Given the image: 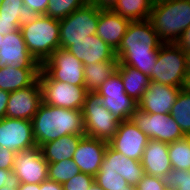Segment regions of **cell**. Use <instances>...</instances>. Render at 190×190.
Instances as JSON below:
<instances>
[{
	"instance_id": "cell-1",
	"label": "cell",
	"mask_w": 190,
	"mask_h": 190,
	"mask_svg": "<svg viewBox=\"0 0 190 190\" xmlns=\"http://www.w3.org/2000/svg\"><path fill=\"white\" fill-rule=\"evenodd\" d=\"M163 44L149 19L131 21L115 52L118 65L138 69L150 78L158 57L159 47Z\"/></svg>"
},
{
	"instance_id": "cell-2",
	"label": "cell",
	"mask_w": 190,
	"mask_h": 190,
	"mask_svg": "<svg viewBox=\"0 0 190 190\" xmlns=\"http://www.w3.org/2000/svg\"><path fill=\"white\" fill-rule=\"evenodd\" d=\"M32 126L39 147L64 135H85L82 110L54 107L43 102L33 116Z\"/></svg>"
},
{
	"instance_id": "cell-3",
	"label": "cell",
	"mask_w": 190,
	"mask_h": 190,
	"mask_svg": "<svg viewBox=\"0 0 190 190\" xmlns=\"http://www.w3.org/2000/svg\"><path fill=\"white\" fill-rule=\"evenodd\" d=\"M149 20L163 43H175L190 26V0H155Z\"/></svg>"
},
{
	"instance_id": "cell-4",
	"label": "cell",
	"mask_w": 190,
	"mask_h": 190,
	"mask_svg": "<svg viewBox=\"0 0 190 190\" xmlns=\"http://www.w3.org/2000/svg\"><path fill=\"white\" fill-rule=\"evenodd\" d=\"M30 54L42 65L60 48L59 19L39 15L32 23L20 27Z\"/></svg>"
},
{
	"instance_id": "cell-5",
	"label": "cell",
	"mask_w": 190,
	"mask_h": 190,
	"mask_svg": "<svg viewBox=\"0 0 190 190\" xmlns=\"http://www.w3.org/2000/svg\"><path fill=\"white\" fill-rule=\"evenodd\" d=\"M187 72L184 51L175 43H163L158 50L156 65L151 73V81L184 88Z\"/></svg>"
},
{
	"instance_id": "cell-6",
	"label": "cell",
	"mask_w": 190,
	"mask_h": 190,
	"mask_svg": "<svg viewBox=\"0 0 190 190\" xmlns=\"http://www.w3.org/2000/svg\"><path fill=\"white\" fill-rule=\"evenodd\" d=\"M85 135L109 142L117 132L120 121L101 103L96 92H88L82 108Z\"/></svg>"
},
{
	"instance_id": "cell-7",
	"label": "cell",
	"mask_w": 190,
	"mask_h": 190,
	"mask_svg": "<svg viewBox=\"0 0 190 190\" xmlns=\"http://www.w3.org/2000/svg\"><path fill=\"white\" fill-rule=\"evenodd\" d=\"M42 91V102L54 107L82 110L88 91L76 86L53 80L42 68L38 75Z\"/></svg>"
},
{
	"instance_id": "cell-8",
	"label": "cell",
	"mask_w": 190,
	"mask_h": 190,
	"mask_svg": "<svg viewBox=\"0 0 190 190\" xmlns=\"http://www.w3.org/2000/svg\"><path fill=\"white\" fill-rule=\"evenodd\" d=\"M98 20L99 9L90 2L60 19V48L67 49L71 41L96 34Z\"/></svg>"
},
{
	"instance_id": "cell-9",
	"label": "cell",
	"mask_w": 190,
	"mask_h": 190,
	"mask_svg": "<svg viewBox=\"0 0 190 190\" xmlns=\"http://www.w3.org/2000/svg\"><path fill=\"white\" fill-rule=\"evenodd\" d=\"M102 105L120 122L131 119L138 109V102L129 97L124 90L122 78L118 71L112 74L96 91Z\"/></svg>"
},
{
	"instance_id": "cell-10",
	"label": "cell",
	"mask_w": 190,
	"mask_h": 190,
	"mask_svg": "<svg viewBox=\"0 0 190 190\" xmlns=\"http://www.w3.org/2000/svg\"><path fill=\"white\" fill-rule=\"evenodd\" d=\"M131 121L149 139L171 143L185 136L170 114H150L137 109Z\"/></svg>"
},
{
	"instance_id": "cell-11",
	"label": "cell",
	"mask_w": 190,
	"mask_h": 190,
	"mask_svg": "<svg viewBox=\"0 0 190 190\" xmlns=\"http://www.w3.org/2000/svg\"><path fill=\"white\" fill-rule=\"evenodd\" d=\"M41 68L55 81L84 86V65L66 49H56Z\"/></svg>"
},
{
	"instance_id": "cell-12",
	"label": "cell",
	"mask_w": 190,
	"mask_h": 190,
	"mask_svg": "<svg viewBox=\"0 0 190 190\" xmlns=\"http://www.w3.org/2000/svg\"><path fill=\"white\" fill-rule=\"evenodd\" d=\"M12 171L20 183L41 184L48 179V162L40 147L35 146L15 154Z\"/></svg>"
},
{
	"instance_id": "cell-13",
	"label": "cell",
	"mask_w": 190,
	"mask_h": 190,
	"mask_svg": "<svg viewBox=\"0 0 190 190\" xmlns=\"http://www.w3.org/2000/svg\"><path fill=\"white\" fill-rule=\"evenodd\" d=\"M0 145L16 153L37 146L32 120L0 119Z\"/></svg>"
},
{
	"instance_id": "cell-14",
	"label": "cell",
	"mask_w": 190,
	"mask_h": 190,
	"mask_svg": "<svg viewBox=\"0 0 190 190\" xmlns=\"http://www.w3.org/2000/svg\"><path fill=\"white\" fill-rule=\"evenodd\" d=\"M148 141L149 137L129 119L120 122L116 134L108 145L127 158L141 161Z\"/></svg>"
},
{
	"instance_id": "cell-15",
	"label": "cell",
	"mask_w": 190,
	"mask_h": 190,
	"mask_svg": "<svg viewBox=\"0 0 190 190\" xmlns=\"http://www.w3.org/2000/svg\"><path fill=\"white\" fill-rule=\"evenodd\" d=\"M42 103V91L37 79L32 85L10 92L6 117L12 119L32 120Z\"/></svg>"
},
{
	"instance_id": "cell-16",
	"label": "cell",
	"mask_w": 190,
	"mask_h": 190,
	"mask_svg": "<svg viewBox=\"0 0 190 190\" xmlns=\"http://www.w3.org/2000/svg\"><path fill=\"white\" fill-rule=\"evenodd\" d=\"M5 66L41 68L26 47L20 28L4 36L0 48V69Z\"/></svg>"
},
{
	"instance_id": "cell-17",
	"label": "cell",
	"mask_w": 190,
	"mask_h": 190,
	"mask_svg": "<svg viewBox=\"0 0 190 190\" xmlns=\"http://www.w3.org/2000/svg\"><path fill=\"white\" fill-rule=\"evenodd\" d=\"M181 88L150 81L138 109L150 114H170Z\"/></svg>"
},
{
	"instance_id": "cell-18",
	"label": "cell",
	"mask_w": 190,
	"mask_h": 190,
	"mask_svg": "<svg viewBox=\"0 0 190 190\" xmlns=\"http://www.w3.org/2000/svg\"><path fill=\"white\" fill-rule=\"evenodd\" d=\"M107 145L108 142L105 140L85 135L80 140L72 160L77 164L81 172L95 177L100 170Z\"/></svg>"
},
{
	"instance_id": "cell-19",
	"label": "cell",
	"mask_w": 190,
	"mask_h": 190,
	"mask_svg": "<svg viewBox=\"0 0 190 190\" xmlns=\"http://www.w3.org/2000/svg\"><path fill=\"white\" fill-rule=\"evenodd\" d=\"M72 53L83 65L101 61H114L117 57L115 51L96 34L77 41H71L66 49Z\"/></svg>"
},
{
	"instance_id": "cell-20",
	"label": "cell",
	"mask_w": 190,
	"mask_h": 190,
	"mask_svg": "<svg viewBox=\"0 0 190 190\" xmlns=\"http://www.w3.org/2000/svg\"><path fill=\"white\" fill-rule=\"evenodd\" d=\"M112 170L123 177L127 183L135 188L145 175L141 161L127 158L125 155L114 150L109 145L104 153L99 171Z\"/></svg>"
},
{
	"instance_id": "cell-21",
	"label": "cell",
	"mask_w": 190,
	"mask_h": 190,
	"mask_svg": "<svg viewBox=\"0 0 190 190\" xmlns=\"http://www.w3.org/2000/svg\"><path fill=\"white\" fill-rule=\"evenodd\" d=\"M130 20L112 10H100L96 35L106 42L115 52L118 50Z\"/></svg>"
},
{
	"instance_id": "cell-22",
	"label": "cell",
	"mask_w": 190,
	"mask_h": 190,
	"mask_svg": "<svg viewBox=\"0 0 190 190\" xmlns=\"http://www.w3.org/2000/svg\"><path fill=\"white\" fill-rule=\"evenodd\" d=\"M168 147L169 143L149 139L141 159L145 174L162 178L172 169Z\"/></svg>"
},
{
	"instance_id": "cell-23",
	"label": "cell",
	"mask_w": 190,
	"mask_h": 190,
	"mask_svg": "<svg viewBox=\"0 0 190 190\" xmlns=\"http://www.w3.org/2000/svg\"><path fill=\"white\" fill-rule=\"evenodd\" d=\"M41 68H24L5 66L0 69V89L14 92L32 85Z\"/></svg>"
},
{
	"instance_id": "cell-24",
	"label": "cell",
	"mask_w": 190,
	"mask_h": 190,
	"mask_svg": "<svg viewBox=\"0 0 190 190\" xmlns=\"http://www.w3.org/2000/svg\"><path fill=\"white\" fill-rule=\"evenodd\" d=\"M85 135L68 134L54 141L44 143L40 146L43 158L48 163H55L72 159L80 140Z\"/></svg>"
},
{
	"instance_id": "cell-25",
	"label": "cell",
	"mask_w": 190,
	"mask_h": 190,
	"mask_svg": "<svg viewBox=\"0 0 190 190\" xmlns=\"http://www.w3.org/2000/svg\"><path fill=\"white\" fill-rule=\"evenodd\" d=\"M119 61H101L84 65V87L88 92H96L97 89L117 71Z\"/></svg>"
},
{
	"instance_id": "cell-26",
	"label": "cell",
	"mask_w": 190,
	"mask_h": 190,
	"mask_svg": "<svg viewBox=\"0 0 190 190\" xmlns=\"http://www.w3.org/2000/svg\"><path fill=\"white\" fill-rule=\"evenodd\" d=\"M117 71L122 78L127 95L139 102L149 86L150 78L138 69L126 65H118Z\"/></svg>"
},
{
	"instance_id": "cell-27",
	"label": "cell",
	"mask_w": 190,
	"mask_h": 190,
	"mask_svg": "<svg viewBox=\"0 0 190 190\" xmlns=\"http://www.w3.org/2000/svg\"><path fill=\"white\" fill-rule=\"evenodd\" d=\"M155 0H118L111 9L130 21L149 19Z\"/></svg>"
},
{
	"instance_id": "cell-28",
	"label": "cell",
	"mask_w": 190,
	"mask_h": 190,
	"mask_svg": "<svg viewBox=\"0 0 190 190\" xmlns=\"http://www.w3.org/2000/svg\"><path fill=\"white\" fill-rule=\"evenodd\" d=\"M39 14L23 4V0H3L0 8V17L13 19L19 27L32 23Z\"/></svg>"
},
{
	"instance_id": "cell-29",
	"label": "cell",
	"mask_w": 190,
	"mask_h": 190,
	"mask_svg": "<svg viewBox=\"0 0 190 190\" xmlns=\"http://www.w3.org/2000/svg\"><path fill=\"white\" fill-rule=\"evenodd\" d=\"M170 115L179 125L185 136H190V92L181 88L174 105L170 111Z\"/></svg>"
},
{
	"instance_id": "cell-30",
	"label": "cell",
	"mask_w": 190,
	"mask_h": 190,
	"mask_svg": "<svg viewBox=\"0 0 190 190\" xmlns=\"http://www.w3.org/2000/svg\"><path fill=\"white\" fill-rule=\"evenodd\" d=\"M168 152L172 169L190 170V136L169 143Z\"/></svg>"
},
{
	"instance_id": "cell-31",
	"label": "cell",
	"mask_w": 190,
	"mask_h": 190,
	"mask_svg": "<svg viewBox=\"0 0 190 190\" xmlns=\"http://www.w3.org/2000/svg\"><path fill=\"white\" fill-rule=\"evenodd\" d=\"M80 172L79 167L72 159L48 163V179L60 184L72 179Z\"/></svg>"
},
{
	"instance_id": "cell-32",
	"label": "cell",
	"mask_w": 190,
	"mask_h": 190,
	"mask_svg": "<svg viewBox=\"0 0 190 190\" xmlns=\"http://www.w3.org/2000/svg\"><path fill=\"white\" fill-rule=\"evenodd\" d=\"M88 2L89 0H49L45 15L60 20Z\"/></svg>"
},
{
	"instance_id": "cell-33",
	"label": "cell",
	"mask_w": 190,
	"mask_h": 190,
	"mask_svg": "<svg viewBox=\"0 0 190 190\" xmlns=\"http://www.w3.org/2000/svg\"><path fill=\"white\" fill-rule=\"evenodd\" d=\"M95 183H97L104 190L133 189V187H131L123 177L112 170L98 171L95 176Z\"/></svg>"
},
{
	"instance_id": "cell-34",
	"label": "cell",
	"mask_w": 190,
	"mask_h": 190,
	"mask_svg": "<svg viewBox=\"0 0 190 190\" xmlns=\"http://www.w3.org/2000/svg\"><path fill=\"white\" fill-rule=\"evenodd\" d=\"M166 187L177 190H190V170L171 169L163 177Z\"/></svg>"
},
{
	"instance_id": "cell-35",
	"label": "cell",
	"mask_w": 190,
	"mask_h": 190,
	"mask_svg": "<svg viewBox=\"0 0 190 190\" xmlns=\"http://www.w3.org/2000/svg\"><path fill=\"white\" fill-rule=\"evenodd\" d=\"M95 182V177L80 172L62 184L63 190H88Z\"/></svg>"
},
{
	"instance_id": "cell-36",
	"label": "cell",
	"mask_w": 190,
	"mask_h": 190,
	"mask_svg": "<svg viewBox=\"0 0 190 190\" xmlns=\"http://www.w3.org/2000/svg\"><path fill=\"white\" fill-rule=\"evenodd\" d=\"M136 190H165L162 178L145 174L135 187Z\"/></svg>"
},
{
	"instance_id": "cell-37",
	"label": "cell",
	"mask_w": 190,
	"mask_h": 190,
	"mask_svg": "<svg viewBox=\"0 0 190 190\" xmlns=\"http://www.w3.org/2000/svg\"><path fill=\"white\" fill-rule=\"evenodd\" d=\"M4 185L9 189L18 188L20 181L12 170H5L0 168V188Z\"/></svg>"
},
{
	"instance_id": "cell-38",
	"label": "cell",
	"mask_w": 190,
	"mask_h": 190,
	"mask_svg": "<svg viewBox=\"0 0 190 190\" xmlns=\"http://www.w3.org/2000/svg\"><path fill=\"white\" fill-rule=\"evenodd\" d=\"M16 152L3 148L0 145V168L5 170H12L15 161Z\"/></svg>"
},
{
	"instance_id": "cell-39",
	"label": "cell",
	"mask_w": 190,
	"mask_h": 190,
	"mask_svg": "<svg viewBox=\"0 0 190 190\" xmlns=\"http://www.w3.org/2000/svg\"><path fill=\"white\" fill-rule=\"evenodd\" d=\"M49 0H23V4L39 15H45Z\"/></svg>"
},
{
	"instance_id": "cell-40",
	"label": "cell",
	"mask_w": 190,
	"mask_h": 190,
	"mask_svg": "<svg viewBox=\"0 0 190 190\" xmlns=\"http://www.w3.org/2000/svg\"><path fill=\"white\" fill-rule=\"evenodd\" d=\"M19 28V23H13V19L0 17V35L5 36L8 33L18 30Z\"/></svg>"
},
{
	"instance_id": "cell-41",
	"label": "cell",
	"mask_w": 190,
	"mask_h": 190,
	"mask_svg": "<svg viewBox=\"0 0 190 190\" xmlns=\"http://www.w3.org/2000/svg\"><path fill=\"white\" fill-rule=\"evenodd\" d=\"M175 44L183 51L190 50V26L180 35Z\"/></svg>"
},
{
	"instance_id": "cell-42",
	"label": "cell",
	"mask_w": 190,
	"mask_h": 190,
	"mask_svg": "<svg viewBox=\"0 0 190 190\" xmlns=\"http://www.w3.org/2000/svg\"><path fill=\"white\" fill-rule=\"evenodd\" d=\"M118 0H89V2L95 5L100 10H111Z\"/></svg>"
},
{
	"instance_id": "cell-43",
	"label": "cell",
	"mask_w": 190,
	"mask_h": 190,
	"mask_svg": "<svg viewBox=\"0 0 190 190\" xmlns=\"http://www.w3.org/2000/svg\"><path fill=\"white\" fill-rule=\"evenodd\" d=\"M10 92L0 89V119L6 117L7 103Z\"/></svg>"
},
{
	"instance_id": "cell-44",
	"label": "cell",
	"mask_w": 190,
	"mask_h": 190,
	"mask_svg": "<svg viewBox=\"0 0 190 190\" xmlns=\"http://www.w3.org/2000/svg\"><path fill=\"white\" fill-rule=\"evenodd\" d=\"M40 190H63V186L52 180H45L40 184Z\"/></svg>"
},
{
	"instance_id": "cell-45",
	"label": "cell",
	"mask_w": 190,
	"mask_h": 190,
	"mask_svg": "<svg viewBox=\"0 0 190 190\" xmlns=\"http://www.w3.org/2000/svg\"><path fill=\"white\" fill-rule=\"evenodd\" d=\"M17 190H40V184L20 183Z\"/></svg>"
},
{
	"instance_id": "cell-46",
	"label": "cell",
	"mask_w": 190,
	"mask_h": 190,
	"mask_svg": "<svg viewBox=\"0 0 190 190\" xmlns=\"http://www.w3.org/2000/svg\"><path fill=\"white\" fill-rule=\"evenodd\" d=\"M184 89H186L188 92H190V71L187 72Z\"/></svg>"
},
{
	"instance_id": "cell-47",
	"label": "cell",
	"mask_w": 190,
	"mask_h": 190,
	"mask_svg": "<svg viewBox=\"0 0 190 190\" xmlns=\"http://www.w3.org/2000/svg\"><path fill=\"white\" fill-rule=\"evenodd\" d=\"M186 57L187 69L190 71V50L184 51Z\"/></svg>"
},
{
	"instance_id": "cell-48",
	"label": "cell",
	"mask_w": 190,
	"mask_h": 190,
	"mask_svg": "<svg viewBox=\"0 0 190 190\" xmlns=\"http://www.w3.org/2000/svg\"><path fill=\"white\" fill-rule=\"evenodd\" d=\"M88 190H104V189L94 182L93 185Z\"/></svg>"
},
{
	"instance_id": "cell-49",
	"label": "cell",
	"mask_w": 190,
	"mask_h": 190,
	"mask_svg": "<svg viewBox=\"0 0 190 190\" xmlns=\"http://www.w3.org/2000/svg\"><path fill=\"white\" fill-rule=\"evenodd\" d=\"M0 190H17V188H8L7 186H2L1 188H0Z\"/></svg>"
},
{
	"instance_id": "cell-50",
	"label": "cell",
	"mask_w": 190,
	"mask_h": 190,
	"mask_svg": "<svg viewBox=\"0 0 190 190\" xmlns=\"http://www.w3.org/2000/svg\"><path fill=\"white\" fill-rule=\"evenodd\" d=\"M3 39H4V35H0V48H1V43H2Z\"/></svg>"
},
{
	"instance_id": "cell-51",
	"label": "cell",
	"mask_w": 190,
	"mask_h": 190,
	"mask_svg": "<svg viewBox=\"0 0 190 190\" xmlns=\"http://www.w3.org/2000/svg\"><path fill=\"white\" fill-rule=\"evenodd\" d=\"M165 190H177L176 188H169V187H166Z\"/></svg>"
}]
</instances>
